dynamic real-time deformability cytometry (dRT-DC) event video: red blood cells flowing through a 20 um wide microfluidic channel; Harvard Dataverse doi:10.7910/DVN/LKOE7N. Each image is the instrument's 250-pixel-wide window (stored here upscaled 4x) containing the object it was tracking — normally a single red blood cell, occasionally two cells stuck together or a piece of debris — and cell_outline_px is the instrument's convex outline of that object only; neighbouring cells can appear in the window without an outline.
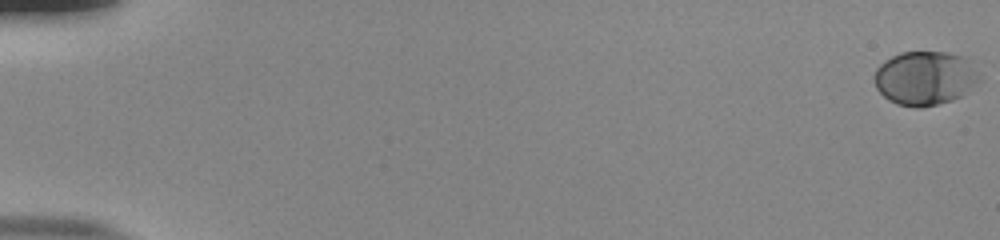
{"species": "human", "species_latin": "Homo sapiens", "temperature_condition": "room temperature", "stored_images_in_passage": 56, "camera_frame_rate_fps": 3000, "um_per_image_px": 0.085, "donor": {"sex": "male"}, "frame": {"image": 1, "passage_image": 1, "time_ms": 0.0, "image_size_px": [1000, 240], "cell_outline_px": [[980, 80], [960, 96], [952, 100], [920, 108], [916, 108], [896, 104], [888, 100], [876, 88], [872, 76], [876, 68], [884, 60], [900, 52], [948, 52], [964, 56], [968, 60]], "centroid_in_image_um": [78.55, 6.64], "position_along_channel_um": 6.5, "area_um2": 33.0}}
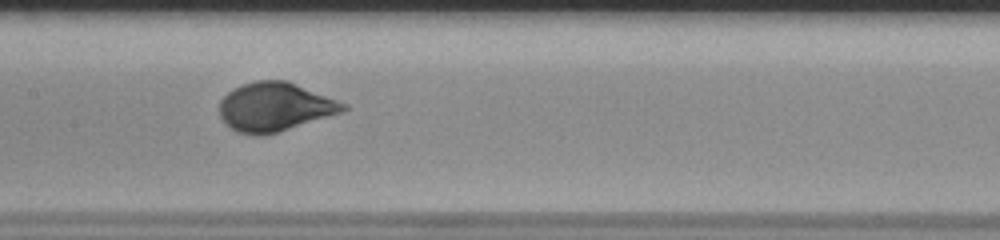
{"frame": {"image": 2, "passage_image": 30, "time_ms": 9.667, "image_size_px": [1000, 240], "cell_outline_px": [[348, 108], [340, 112], [276, 132], [260, 136], [256, 136], [236, 132], [224, 124], [220, 116], [220, 100], [228, 92], [240, 84], [256, 80], [288, 80], [348, 104]], "centroid_in_image_um": [23.31, 9.07], "position_along_channel_um": 184.1, "area_um2": 35.08}}
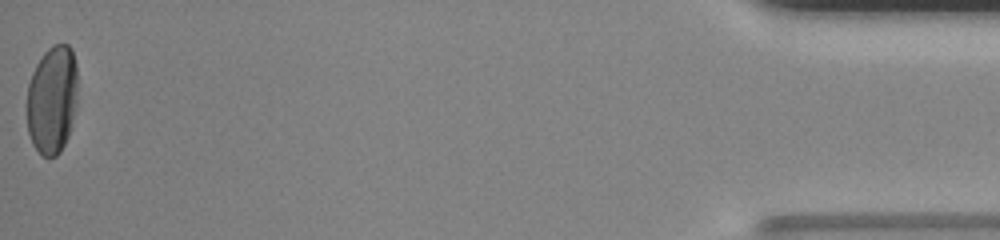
{"frame": {"image": 3, "passage_image": 56, "time_ms": 18.333, "image_size_px": [1000, 240], "cell_outline_px": [[76, 108], [68, 136], [60, 152], [56, 156], [48, 160], [40, 156], [32, 144], [28, 132], [28, 84], [32, 72], [36, 64], [44, 52], [52, 44], [68, 44], [72, 48], [76, 64]], "centroid_in_image_um": [4.43, 8.5], "position_along_channel_um": 430.8, "area_um2": 32.37}, "authors_computed_cell_mechanics": {"area_um2": 33.1483, "velocity_mm_per_s": 3.8279, "shape_relaxation_time_tau1_ms": 3.0233, "shape_relaxation_time_tau2_ms": null, "deformation_change_tau1": 0.165, "deformation_change_tau2": null}}